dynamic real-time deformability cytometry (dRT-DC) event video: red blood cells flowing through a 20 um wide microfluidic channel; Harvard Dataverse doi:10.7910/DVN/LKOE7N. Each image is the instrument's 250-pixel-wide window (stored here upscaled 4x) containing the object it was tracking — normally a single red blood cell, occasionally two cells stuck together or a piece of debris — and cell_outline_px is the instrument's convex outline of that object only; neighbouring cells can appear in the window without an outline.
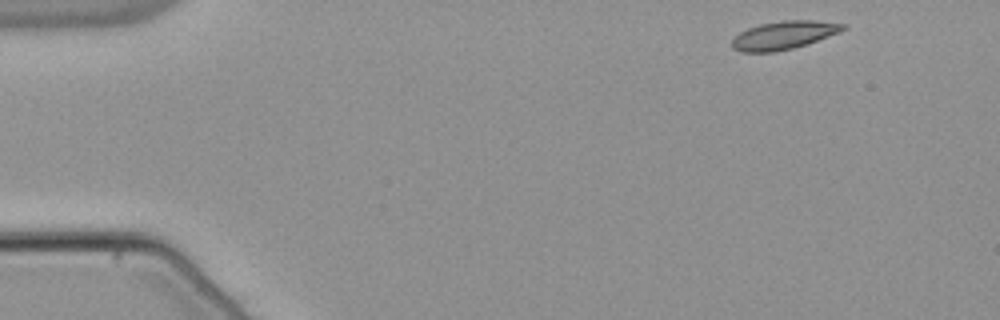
{"species": "common noctule bat (a hibernating species)", "species_latin": "Nyctalus noctula", "temperature_condition": "warm", "stored_images_in_passage": 49, "camera_frame_rate_fps": 3000, "um_per_image_px": 0.085, "animal": {"sex": "male", "body_mass_g": 21.5, "forearm_length_mm": 52.0}, "frame": {"image": 1, "passage_image": 1, "time_ms": 0.0, "image_size_px": [1000, 320], "cell_outline_px": [[848, 24], [840, 32], [808, 44], [776, 52], [740, 52], [732, 48], [732, 40], [740, 32], [748, 28], [760, 24], [784, 20], [812, 20]], "centroid_in_image_um": [66.62, 2.99], "position_along_channel_um": 18.4, "area_um2": 18.26}}
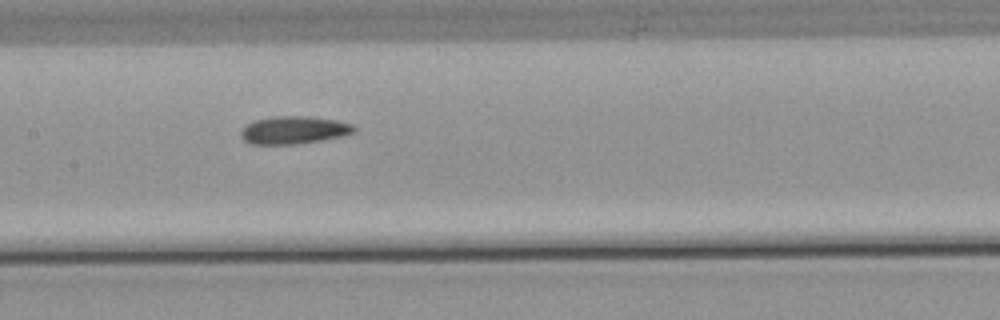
{"frame": {"image": 2, "passage_image": 22, "time_ms": 7.0, "image_size_px": [1000, 320], "cell_outline_px": [[356, 132], [344, 136], [296, 144], [252, 144], [244, 140], [240, 136], [240, 132], [248, 124], [256, 120], [272, 116], [308, 116], [336, 120], [352, 124], [356, 128]], "centroid_in_image_um": [25.01, 11.05], "position_along_channel_um": 182.4, "area_um2": 18.26}}
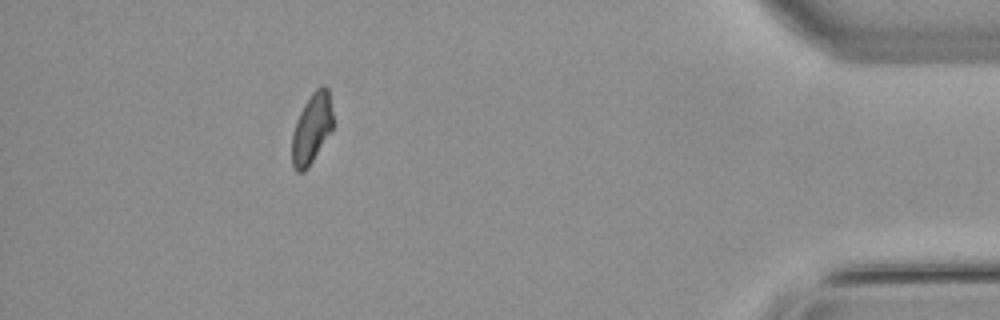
{"frame": {"image": 3, "passage_image": 44, "time_ms": 14.333, "image_size_px": [1000, 320], "cell_outline_px": [[332, 128], [308, 168], [304, 172], [296, 172], [292, 164], [292, 132], [296, 120], [304, 104], [312, 92], [320, 84], [328, 88], [332, 112]], "centroid_in_image_um": [26.47, 10.92], "position_along_channel_um": 408.7, "area_um2": 16.65}, "authors_computed_cell_mechanics": {"area_um2": 17.918, "velocity_mm_per_s": 3.8152, "shape_relaxation_time_tau1_ms": null, "shape_relaxation_time_tau2_ms": 4.0871, "deformation_change_tau1": null, "deformation_change_tau2": 0.0899}}